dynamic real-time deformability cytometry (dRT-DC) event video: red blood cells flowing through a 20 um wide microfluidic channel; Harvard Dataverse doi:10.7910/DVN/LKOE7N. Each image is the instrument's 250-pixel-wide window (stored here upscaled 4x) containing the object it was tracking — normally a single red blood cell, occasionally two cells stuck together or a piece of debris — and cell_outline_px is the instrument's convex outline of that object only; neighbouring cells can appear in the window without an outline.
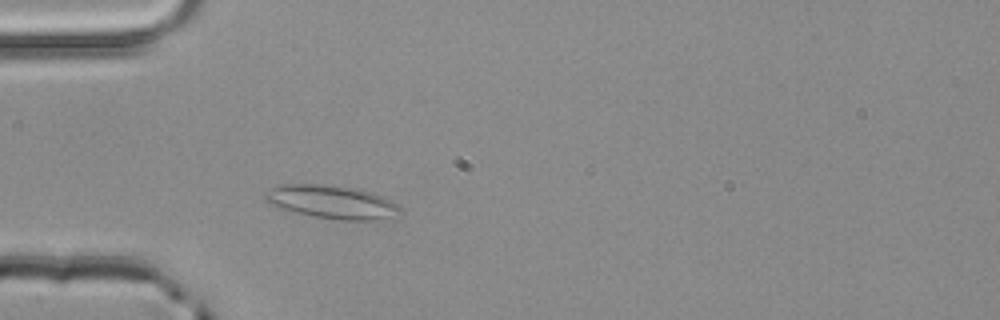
{"species": "common noctule bat (a hibernating species)", "species_latin": "Nyctalus noctula", "temperature_condition": "room temperature", "stored_images_in_passage": 2, "camera_frame_rate_fps": 3000, "um_per_image_px": 0.085, "animal": {"sex": "male", "body_mass_g": 20.4}, "frame": {"image": 1, "passage_image": 2, "time_ms": 0.333, "image_size_px": [1000, 320], "cell_outline_px": [[400, 208], [384, 216], [368, 220], [340, 220], [312, 216], [280, 208], [264, 200], [260, 196], [264, 192], [280, 184], [332, 184], [360, 188], [372, 192], [396, 204]], "centroid_in_image_um": [28.03, 17.12], "position_along_channel_um": 57.0, "area_um2": 25.78}}